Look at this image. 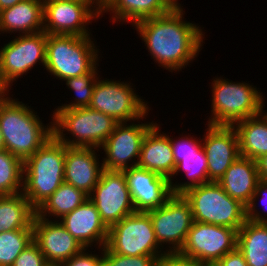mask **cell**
Listing matches in <instances>:
<instances>
[{
    "label": "cell",
    "mask_w": 267,
    "mask_h": 266,
    "mask_svg": "<svg viewBox=\"0 0 267 266\" xmlns=\"http://www.w3.org/2000/svg\"><path fill=\"white\" fill-rule=\"evenodd\" d=\"M183 15L182 7L173 8L165 15L144 19L134 25L154 61L170 72L188 65L203 46L202 29L184 21Z\"/></svg>",
    "instance_id": "1"
},
{
    "label": "cell",
    "mask_w": 267,
    "mask_h": 266,
    "mask_svg": "<svg viewBox=\"0 0 267 266\" xmlns=\"http://www.w3.org/2000/svg\"><path fill=\"white\" fill-rule=\"evenodd\" d=\"M34 110L10 96L0 101V131L7 150L23 162L53 136V122L44 127Z\"/></svg>",
    "instance_id": "2"
},
{
    "label": "cell",
    "mask_w": 267,
    "mask_h": 266,
    "mask_svg": "<svg viewBox=\"0 0 267 266\" xmlns=\"http://www.w3.org/2000/svg\"><path fill=\"white\" fill-rule=\"evenodd\" d=\"M66 145L54 135L23 162L22 193L37 210L64 183Z\"/></svg>",
    "instance_id": "3"
},
{
    "label": "cell",
    "mask_w": 267,
    "mask_h": 266,
    "mask_svg": "<svg viewBox=\"0 0 267 266\" xmlns=\"http://www.w3.org/2000/svg\"><path fill=\"white\" fill-rule=\"evenodd\" d=\"M53 112V135L68 147L96 148L99 151L118 124L107 114L89 107L56 109ZM65 131L72 134L73 140L65 137Z\"/></svg>",
    "instance_id": "4"
},
{
    "label": "cell",
    "mask_w": 267,
    "mask_h": 266,
    "mask_svg": "<svg viewBox=\"0 0 267 266\" xmlns=\"http://www.w3.org/2000/svg\"><path fill=\"white\" fill-rule=\"evenodd\" d=\"M93 42L90 36L47 34L44 69L59 80L92 72L99 66V51Z\"/></svg>",
    "instance_id": "5"
},
{
    "label": "cell",
    "mask_w": 267,
    "mask_h": 266,
    "mask_svg": "<svg viewBox=\"0 0 267 266\" xmlns=\"http://www.w3.org/2000/svg\"><path fill=\"white\" fill-rule=\"evenodd\" d=\"M182 195L190 203L193 221L237 231L246 221V207L230 197L217 182L191 187Z\"/></svg>",
    "instance_id": "6"
},
{
    "label": "cell",
    "mask_w": 267,
    "mask_h": 266,
    "mask_svg": "<svg viewBox=\"0 0 267 266\" xmlns=\"http://www.w3.org/2000/svg\"><path fill=\"white\" fill-rule=\"evenodd\" d=\"M215 78L212 83V114L210 125L233 126L263 111L264 99L259 90L248 83H235Z\"/></svg>",
    "instance_id": "7"
},
{
    "label": "cell",
    "mask_w": 267,
    "mask_h": 266,
    "mask_svg": "<svg viewBox=\"0 0 267 266\" xmlns=\"http://www.w3.org/2000/svg\"><path fill=\"white\" fill-rule=\"evenodd\" d=\"M105 246L113 253L134 257L167 253L161 251L150 216L145 212H135L112 225Z\"/></svg>",
    "instance_id": "8"
},
{
    "label": "cell",
    "mask_w": 267,
    "mask_h": 266,
    "mask_svg": "<svg viewBox=\"0 0 267 266\" xmlns=\"http://www.w3.org/2000/svg\"><path fill=\"white\" fill-rule=\"evenodd\" d=\"M134 91L127 82L97 79L89 108L107 114L118 123L138 121L148 115L149 107Z\"/></svg>",
    "instance_id": "9"
},
{
    "label": "cell",
    "mask_w": 267,
    "mask_h": 266,
    "mask_svg": "<svg viewBox=\"0 0 267 266\" xmlns=\"http://www.w3.org/2000/svg\"><path fill=\"white\" fill-rule=\"evenodd\" d=\"M95 4L94 1L43 0V31L46 34L90 36L86 26L100 17L101 8Z\"/></svg>",
    "instance_id": "10"
},
{
    "label": "cell",
    "mask_w": 267,
    "mask_h": 266,
    "mask_svg": "<svg viewBox=\"0 0 267 266\" xmlns=\"http://www.w3.org/2000/svg\"><path fill=\"white\" fill-rule=\"evenodd\" d=\"M146 213L150 216L160 247L163 249V245L168 243L170 249L167 248V253L179 252L193 224L190 203L182 194H173L164 205Z\"/></svg>",
    "instance_id": "11"
},
{
    "label": "cell",
    "mask_w": 267,
    "mask_h": 266,
    "mask_svg": "<svg viewBox=\"0 0 267 266\" xmlns=\"http://www.w3.org/2000/svg\"><path fill=\"white\" fill-rule=\"evenodd\" d=\"M236 247V229L193 221L179 253L209 265L216 264Z\"/></svg>",
    "instance_id": "12"
},
{
    "label": "cell",
    "mask_w": 267,
    "mask_h": 266,
    "mask_svg": "<svg viewBox=\"0 0 267 266\" xmlns=\"http://www.w3.org/2000/svg\"><path fill=\"white\" fill-rule=\"evenodd\" d=\"M47 34L44 31L34 34H20L0 49V75L9 87L33 66L46 63ZM40 61V62H39Z\"/></svg>",
    "instance_id": "13"
},
{
    "label": "cell",
    "mask_w": 267,
    "mask_h": 266,
    "mask_svg": "<svg viewBox=\"0 0 267 266\" xmlns=\"http://www.w3.org/2000/svg\"><path fill=\"white\" fill-rule=\"evenodd\" d=\"M89 199L108 228L136 212L122 171L104 170Z\"/></svg>",
    "instance_id": "14"
},
{
    "label": "cell",
    "mask_w": 267,
    "mask_h": 266,
    "mask_svg": "<svg viewBox=\"0 0 267 266\" xmlns=\"http://www.w3.org/2000/svg\"><path fill=\"white\" fill-rule=\"evenodd\" d=\"M139 123V124H138ZM118 123L112 134L101 145L106 157L103 159L104 170L123 171L137 166L140 157L141 145L147 132L156 123ZM137 158V160L135 159ZM133 163L128 164L130 160ZM136 160V161H135Z\"/></svg>",
    "instance_id": "15"
},
{
    "label": "cell",
    "mask_w": 267,
    "mask_h": 266,
    "mask_svg": "<svg viewBox=\"0 0 267 266\" xmlns=\"http://www.w3.org/2000/svg\"><path fill=\"white\" fill-rule=\"evenodd\" d=\"M186 138V139H185ZM172 152L175 160V169L169 178L172 194H182L187 189L210 183L208 178V159L202 146V141L193 137L180 138L179 141L170 138ZM186 172L189 182L174 183L173 176L179 172ZM174 183V184H173Z\"/></svg>",
    "instance_id": "16"
},
{
    "label": "cell",
    "mask_w": 267,
    "mask_h": 266,
    "mask_svg": "<svg viewBox=\"0 0 267 266\" xmlns=\"http://www.w3.org/2000/svg\"><path fill=\"white\" fill-rule=\"evenodd\" d=\"M136 212L161 207L173 195L169 179L156 172L134 166L122 171Z\"/></svg>",
    "instance_id": "17"
},
{
    "label": "cell",
    "mask_w": 267,
    "mask_h": 266,
    "mask_svg": "<svg viewBox=\"0 0 267 266\" xmlns=\"http://www.w3.org/2000/svg\"><path fill=\"white\" fill-rule=\"evenodd\" d=\"M202 146L208 159V178L217 182L239 157L238 135L233 126L207 125Z\"/></svg>",
    "instance_id": "18"
},
{
    "label": "cell",
    "mask_w": 267,
    "mask_h": 266,
    "mask_svg": "<svg viewBox=\"0 0 267 266\" xmlns=\"http://www.w3.org/2000/svg\"><path fill=\"white\" fill-rule=\"evenodd\" d=\"M32 227L33 241L48 264H62L84 248L59 220L53 222L35 215Z\"/></svg>",
    "instance_id": "19"
},
{
    "label": "cell",
    "mask_w": 267,
    "mask_h": 266,
    "mask_svg": "<svg viewBox=\"0 0 267 266\" xmlns=\"http://www.w3.org/2000/svg\"><path fill=\"white\" fill-rule=\"evenodd\" d=\"M61 219L60 223L84 248L93 243L100 249L106 245L109 228L89 198Z\"/></svg>",
    "instance_id": "20"
},
{
    "label": "cell",
    "mask_w": 267,
    "mask_h": 266,
    "mask_svg": "<svg viewBox=\"0 0 267 266\" xmlns=\"http://www.w3.org/2000/svg\"><path fill=\"white\" fill-rule=\"evenodd\" d=\"M95 151L96 148L66 146L64 181L88 196L104 171Z\"/></svg>",
    "instance_id": "21"
},
{
    "label": "cell",
    "mask_w": 267,
    "mask_h": 266,
    "mask_svg": "<svg viewBox=\"0 0 267 266\" xmlns=\"http://www.w3.org/2000/svg\"><path fill=\"white\" fill-rule=\"evenodd\" d=\"M261 182L257 161L239 156L217 181L223 190L246 208Z\"/></svg>",
    "instance_id": "22"
},
{
    "label": "cell",
    "mask_w": 267,
    "mask_h": 266,
    "mask_svg": "<svg viewBox=\"0 0 267 266\" xmlns=\"http://www.w3.org/2000/svg\"><path fill=\"white\" fill-rule=\"evenodd\" d=\"M159 127L156 123L145 135L137 166L169 179L176 165L169 135L161 134Z\"/></svg>",
    "instance_id": "23"
},
{
    "label": "cell",
    "mask_w": 267,
    "mask_h": 266,
    "mask_svg": "<svg viewBox=\"0 0 267 266\" xmlns=\"http://www.w3.org/2000/svg\"><path fill=\"white\" fill-rule=\"evenodd\" d=\"M0 31L19 35L43 31V0H24L1 10Z\"/></svg>",
    "instance_id": "24"
},
{
    "label": "cell",
    "mask_w": 267,
    "mask_h": 266,
    "mask_svg": "<svg viewBox=\"0 0 267 266\" xmlns=\"http://www.w3.org/2000/svg\"><path fill=\"white\" fill-rule=\"evenodd\" d=\"M172 9L166 0H109L100 9V15L112 11L113 23L126 20L135 25L141 20L165 15Z\"/></svg>",
    "instance_id": "25"
},
{
    "label": "cell",
    "mask_w": 267,
    "mask_h": 266,
    "mask_svg": "<svg viewBox=\"0 0 267 266\" xmlns=\"http://www.w3.org/2000/svg\"><path fill=\"white\" fill-rule=\"evenodd\" d=\"M233 125L238 135L240 155L257 161L267 154V112Z\"/></svg>",
    "instance_id": "26"
},
{
    "label": "cell",
    "mask_w": 267,
    "mask_h": 266,
    "mask_svg": "<svg viewBox=\"0 0 267 266\" xmlns=\"http://www.w3.org/2000/svg\"><path fill=\"white\" fill-rule=\"evenodd\" d=\"M237 248L248 266H267V222L246 219L237 231Z\"/></svg>",
    "instance_id": "27"
},
{
    "label": "cell",
    "mask_w": 267,
    "mask_h": 266,
    "mask_svg": "<svg viewBox=\"0 0 267 266\" xmlns=\"http://www.w3.org/2000/svg\"><path fill=\"white\" fill-rule=\"evenodd\" d=\"M36 210L22 192L0 195V233L33 228Z\"/></svg>",
    "instance_id": "28"
},
{
    "label": "cell",
    "mask_w": 267,
    "mask_h": 266,
    "mask_svg": "<svg viewBox=\"0 0 267 266\" xmlns=\"http://www.w3.org/2000/svg\"><path fill=\"white\" fill-rule=\"evenodd\" d=\"M89 198L73 185L62 183L60 187L36 210V216L47 219V213L63 218Z\"/></svg>",
    "instance_id": "29"
},
{
    "label": "cell",
    "mask_w": 267,
    "mask_h": 266,
    "mask_svg": "<svg viewBox=\"0 0 267 266\" xmlns=\"http://www.w3.org/2000/svg\"><path fill=\"white\" fill-rule=\"evenodd\" d=\"M21 187H23V161L7 150L0 151V195L20 193Z\"/></svg>",
    "instance_id": "30"
},
{
    "label": "cell",
    "mask_w": 267,
    "mask_h": 266,
    "mask_svg": "<svg viewBox=\"0 0 267 266\" xmlns=\"http://www.w3.org/2000/svg\"><path fill=\"white\" fill-rule=\"evenodd\" d=\"M33 242V228L0 233V266H12L19 254Z\"/></svg>",
    "instance_id": "31"
},
{
    "label": "cell",
    "mask_w": 267,
    "mask_h": 266,
    "mask_svg": "<svg viewBox=\"0 0 267 266\" xmlns=\"http://www.w3.org/2000/svg\"><path fill=\"white\" fill-rule=\"evenodd\" d=\"M97 68L98 67L88 74L78 77H70L64 80L66 81L68 89L74 91L77 97L75 98V101H72L73 103L71 102L69 104H64L56 109H76L89 107L92 100L94 86L97 79L100 77L98 76Z\"/></svg>",
    "instance_id": "32"
},
{
    "label": "cell",
    "mask_w": 267,
    "mask_h": 266,
    "mask_svg": "<svg viewBox=\"0 0 267 266\" xmlns=\"http://www.w3.org/2000/svg\"><path fill=\"white\" fill-rule=\"evenodd\" d=\"M163 256H127L103 247V266H156Z\"/></svg>",
    "instance_id": "33"
},
{
    "label": "cell",
    "mask_w": 267,
    "mask_h": 266,
    "mask_svg": "<svg viewBox=\"0 0 267 266\" xmlns=\"http://www.w3.org/2000/svg\"><path fill=\"white\" fill-rule=\"evenodd\" d=\"M48 262L39 249V246L33 241L25 248L14 260L12 266H47Z\"/></svg>",
    "instance_id": "34"
},
{
    "label": "cell",
    "mask_w": 267,
    "mask_h": 266,
    "mask_svg": "<svg viewBox=\"0 0 267 266\" xmlns=\"http://www.w3.org/2000/svg\"><path fill=\"white\" fill-rule=\"evenodd\" d=\"M262 195H263L262 199L264 200L263 205L267 204L265 201L267 198V182L261 181L257 185L253 198L250 204L246 208V219H249L253 222H267V217L262 216L261 213L258 212V210H256V207H257L256 204L258 203H255V202L259 199V196H262Z\"/></svg>",
    "instance_id": "35"
},
{
    "label": "cell",
    "mask_w": 267,
    "mask_h": 266,
    "mask_svg": "<svg viewBox=\"0 0 267 266\" xmlns=\"http://www.w3.org/2000/svg\"><path fill=\"white\" fill-rule=\"evenodd\" d=\"M87 249L88 248H83L77 255H74L62 263L61 266H103V248H101L102 256L88 254L89 252L86 251Z\"/></svg>",
    "instance_id": "36"
},
{
    "label": "cell",
    "mask_w": 267,
    "mask_h": 266,
    "mask_svg": "<svg viewBox=\"0 0 267 266\" xmlns=\"http://www.w3.org/2000/svg\"><path fill=\"white\" fill-rule=\"evenodd\" d=\"M156 266H208L197 259L185 257L179 252L166 253L158 262Z\"/></svg>",
    "instance_id": "37"
},
{
    "label": "cell",
    "mask_w": 267,
    "mask_h": 266,
    "mask_svg": "<svg viewBox=\"0 0 267 266\" xmlns=\"http://www.w3.org/2000/svg\"><path fill=\"white\" fill-rule=\"evenodd\" d=\"M216 266H248L243 254L236 247L233 251L228 252L216 264Z\"/></svg>",
    "instance_id": "38"
},
{
    "label": "cell",
    "mask_w": 267,
    "mask_h": 266,
    "mask_svg": "<svg viewBox=\"0 0 267 266\" xmlns=\"http://www.w3.org/2000/svg\"><path fill=\"white\" fill-rule=\"evenodd\" d=\"M259 177L262 182H267V154L257 160Z\"/></svg>",
    "instance_id": "39"
},
{
    "label": "cell",
    "mask_w": 267,
    "mask_h": 266,
    "mask_svg": "<svg viewBox=\"0 0 267 266\" xmlns=\"http://www.w3.org/2000/svg\"><path fill=\"white\" fill-rule=\"evenodd\" d=\"M10 87H8L4 81L2 80V77L0 75V101L5 100L8 96L7 94L9 93V89Z\"/></svg>",
    "instance_id": "40"
},
{
    "label": "cell",
    "mask_w": 267,
    "mask_h": 266,
    "mask_svg": "<svg viewBox=\"0 0 267 266\" xmlns=\"http://www.w3.org/2000/svg\"><path fill=\"white\" fill-rule=\"evenodd\" d=\"M21 1H24V0H0V11L6 8L12 7Z\"/></svg>",
    "instance_id": "41"
},
{
    "label": "cell",
    "mask_w": 267,
    "mask_h": 266,
    "mask_svg": "<svg viewBox=\"0 0 267 266\" xmlns=\"http://www.w3.org/2000/svg\"><path fill=\"white\" fill-rule=\"evenodd\" d=\"M173 8H181V4H179L178 0H166Z\"/></svg>",
    "instance_id": "42"
},
{
    "label": "cell",
    "mask_w": 267,
    "mask_h": 266,
    "mask_svg": "<svg viewBox=\"0 0 267 266\" xmlns=\"http://www.w3.org/2000/svg\"><path fill=\"white\" fill-rule=\"evenodd\" d=\"M96 5H98L100 8H102L109 0H93Z\"/></svg>",
    "instance_id": "43"
},
{
    "label": "cell",
    "mask_w": 267,
    "mask_h": 266,
    "mask_svg": "<svg viewBox=\"0 0 267 266\" xmlns=\"http://www.w3.org/2000/svg\"><path fill=\"white\" fill-rule=\"evenodd\" d=\"M3 150H5V145H4V141L2 138V133L0 131V151H3Z\"/></svg>",
    "instance_id": "44"
},
{
    "label": "cell",
    "mask_w": 267,
    "mask_h": 266,
    "mask_svg": "<svg viewBox=\"0 0 267 266\" xmlns=\"http://www.w3.org/2000/svg\"><path fill=\"white\" fill-rule=\"evenodd\" d=\"M47 266H61V264H48Z\"/></svg>",
    "instance_id": "45"
}]
</instances>
